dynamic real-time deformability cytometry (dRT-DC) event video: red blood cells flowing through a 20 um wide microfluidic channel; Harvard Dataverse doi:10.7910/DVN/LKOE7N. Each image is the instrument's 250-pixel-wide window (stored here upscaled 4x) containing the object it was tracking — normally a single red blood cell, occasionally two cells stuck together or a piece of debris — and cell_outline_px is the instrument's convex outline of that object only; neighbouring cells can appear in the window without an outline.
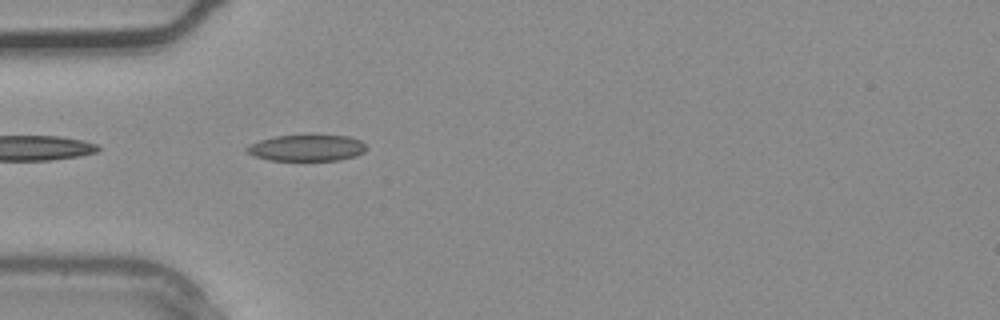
{"species": "common noctule bat (a hibernating species)", "species_latin": "Nyctalus noctula", "temperature_condition": "warm", "stored_images_in_passage": 23, "camera_frame_rate_fps": 3000, "um_per_image_px": 0.085, "animal": {"sex": "male", "body_mass_g": 20.4}, "frame": {"image": 1, "passage_image": 1, "time_ms": 0.0, "image_size_px": [1000, 320], "cell_outline_px": [[368, 148], [364, 152], [356, 156], [340, 160], [268, 160], [256, 156], [248, 152], [244, 148], [248, 144], [260, 140], [276, 136], [312, 132], [348, 136], [360, 140]], "centroid_in_image_um": [26.11, 12.52], "position_along_channel_um": 58.9, "area_um2": 19.19}}
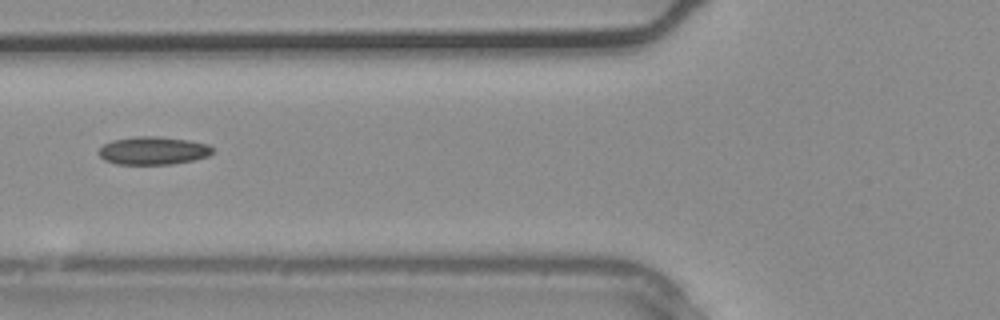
{"frame": {"image": 2, "passage_image": 4, "time_ms": 1.0, "image_size_px": [1000, 320], "cell_outline_px": [[212, 152], [208, 156], [192, 160], [172, 164], [116, 164], [104, 160], [100, 156], [100, 148], [104, 144], [112, 140], [136, 136], [156, 136], [188, 140], [208, 144], [212, 148]], "centroid_in_image_um": [13.0, 12.8], "position_along_channel_um": 112.8, "area_um2": 18.44}}